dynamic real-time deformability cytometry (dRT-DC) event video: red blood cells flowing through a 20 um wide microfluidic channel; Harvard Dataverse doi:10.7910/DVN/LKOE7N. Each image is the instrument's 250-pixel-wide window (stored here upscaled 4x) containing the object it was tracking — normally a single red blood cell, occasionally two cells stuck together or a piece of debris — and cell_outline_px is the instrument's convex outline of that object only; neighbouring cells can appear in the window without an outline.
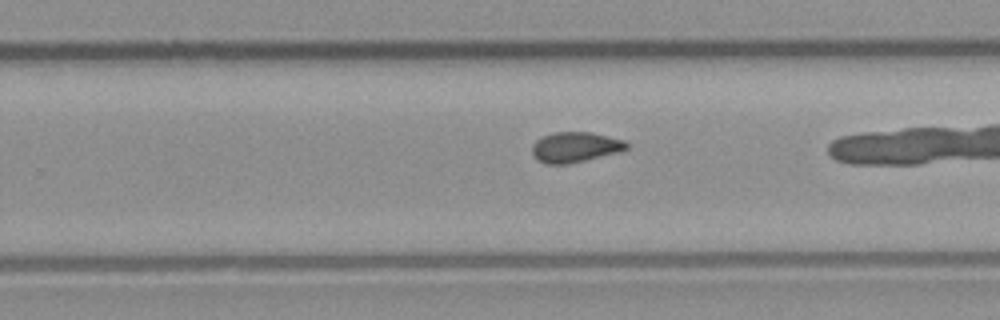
{"species": "common noctule bat (a hibernating species)", "species_latin": "Nyctalus noctula", "temperature_condition": "room temperature", "stored_images_in_passage": 31, "camera_frame_rate_fps": 3000, "um_per_image_px": 0.085, "animal": {"sex": "male", "body_mass_g": 23.1, "forearm_length_mm": 52.7}, "frame": {"image": 1, "passage_image": 18, "time_ms": 5.667, "image_size_px": [1000, 320], "cell_outline_px": [[628, 148], [616, 152], [568, 164], [544, 164], [532, 152], [532, 144], [536, 140], [544, 136], [556, 132], [588, 132], [624, 140], [628, 144]], "centroid_in_image_um": [48.86, 12.5], "position_along_channel_um": 280.9, "area_um2": 16.24}, "authors_computed_cell_mechanics": {"area_um2": 16.8776, "velocity_mm_per_s": 3.9904, "shape_relaxation_time_tau1_ms": null, "shape_relaxation_time_tau2_ms": 1.9149, "deformation_change_tau1": null, "deformation_change_tau2": 0.0629}}